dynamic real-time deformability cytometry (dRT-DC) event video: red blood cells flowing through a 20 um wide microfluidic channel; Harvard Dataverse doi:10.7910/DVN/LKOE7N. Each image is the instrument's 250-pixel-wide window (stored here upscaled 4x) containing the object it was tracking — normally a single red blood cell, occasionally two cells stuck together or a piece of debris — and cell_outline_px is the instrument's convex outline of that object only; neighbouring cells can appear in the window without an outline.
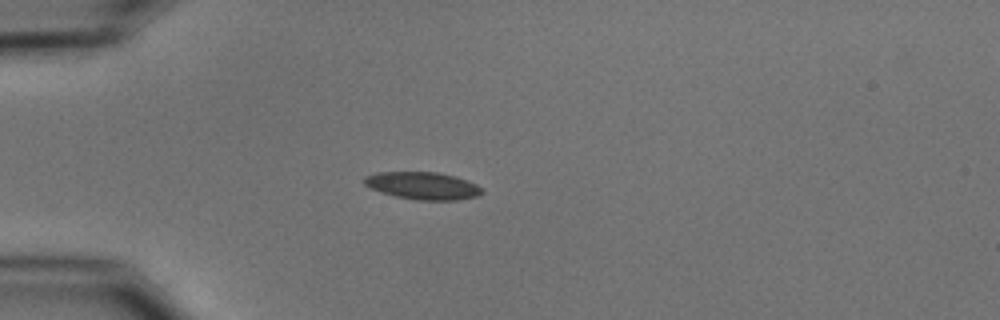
{"species": "common noctule bat (a hibernating species)", "species_latin": "Nyctalus noctula", "temperature_condition": "cold", "stored_images_in_passage": 40, "camera_frame_rate_fps": 3000, "um_per_image_px": 0.085, "animal": {"sex": "male", "body_mass_g": 15.6}, "frame": {"image": 1, "passage_image": 1, "time_ms": 0.0, "image_size_px": [1000, 320], "cell_outline_px": [[484, 192], [476, 196], [456, 200], [416, 200], [396, 196], [380, 192], [364, 184], [364, 176], [376, 172], [436, 172], [456, 176], [476, 184], [484, 188]], "centroid_in_image_um": [35.94, 15.78], "position_along_channel_um": 49.1, "area_um2": 18.84}}
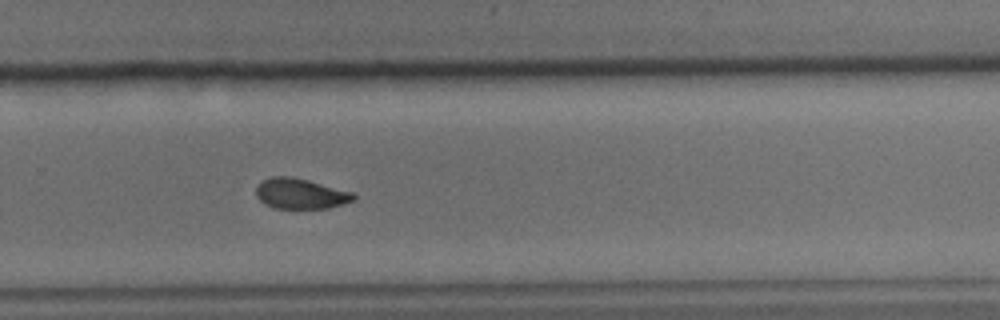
{"frame": {"image": 2, "passage_image": 23, "time_ms": 7.333, "image_size_px": [1000, 320], "cell_outline_px": [[356, 200], [344, 204], [328, 208], [272, 208], [264, 204], [256, 196], [256, 184], [260, 180], [272, 176], [292, 176], [308, 180], [352, 192], [356, 196]], "centroid_in_image_um": [25.51, 16.45], "position_along_channel_um": 304.3, "area_um2": 17.51}}
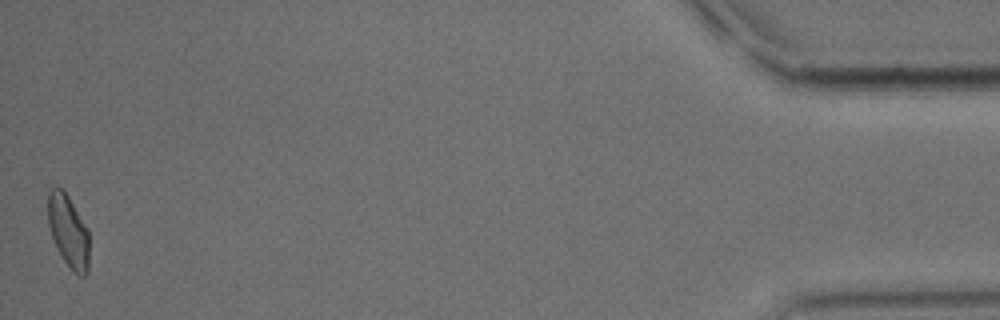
{"frame": {"image": 3, "passage_image": 40, "time_ms": 13.0, "image_size_px": [1000, 320], "cell_outline_px": [[88, 272], [84, 276], [80, 276], [72, 272], [64, 260], [52, 236], [48, 224], [48, 188], [60, 188], [68, 196], [88, 228]], "centroid_in_image_um": [5.82, 19.65], "position_along_channel_um": 429.4, "area_um2": 17.22}, "authors_computed_cell_mechanics": {"area_um2": 18.1492, "velocity_mm_per_s": 3.7031, "shape_relaxation_time_tau1_ms": 5.7376, "shape_relaxation_time_tau2_ms": 4.1561, "deformation_change_tau1": 0.1322, "deformation_change_tau2": 0.086}}